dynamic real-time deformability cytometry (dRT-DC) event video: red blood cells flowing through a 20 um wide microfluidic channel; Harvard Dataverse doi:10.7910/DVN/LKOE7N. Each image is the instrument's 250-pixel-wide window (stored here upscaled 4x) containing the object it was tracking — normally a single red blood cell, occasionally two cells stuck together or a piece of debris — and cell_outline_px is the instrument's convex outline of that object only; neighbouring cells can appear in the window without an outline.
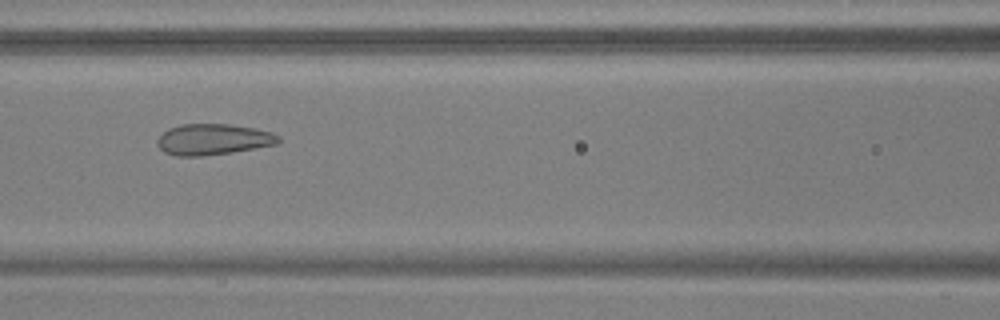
{"species": "common noctule bat (a hibernating species)", "species_latin": "Nyctalus noctula", "temperature_condition": "warm", "stored_images_in_passage": 44, "camera_frame_rate_fps": 3000, "um_per_image_px": 0.085, "animal": {"sex": "male", "body_mass_g": 17.9, "forearm_length_mm": 54.2}, "frame": {"image": 1, "passage_image": 20, "time_ms": 6.333, "image_size_px": [1000, 320], "cell_outline_px": [[280, 140], [276, 144], [232, 152], [200, 156], [176, 156], [164, 152], [156, 144], [156, 140], [168, 128], [180, 124], [228, 124], [256, 128], [272, 132], [280, 136]], "centroid_in_image_um": [18.1, 11.84], "position_along_channel_um": 148.5, "area_um2": 21.91}}
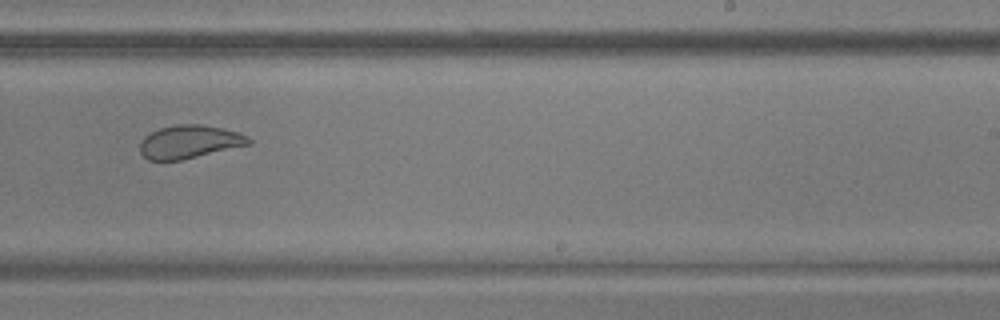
{"frame": {"image": 2, "passage_image": 30, "time_ms": 9.667, "image_size_px": [1000, 320], "cell_outline_px": [[252, 144], [180, 160], [148, 160], [140, 152], [140, 140], [144, 136], [160, 128], [176, 124], [200, 124], [220, 128], [236, 132], [248, 136], [252, 140]], "centroid_in_image_um": [16.09, 12.05], "position_along_channel_um": 272.9, "area_um2": 20.92}}
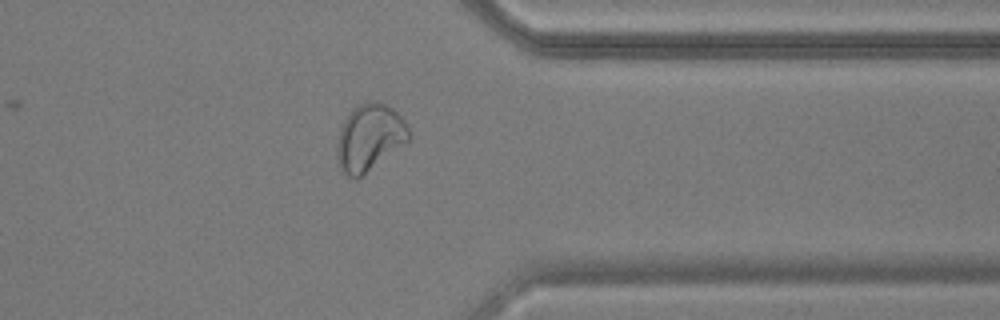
{"frame": {"image": 3, "passage_image": 39, "time_ms": 12.667, "image_size_px": [1000, 320], "cell_outline_px": [[412, 136], [408, 140], [356, 180], [340, 172], [336, 156], [336, 144], [340, 128], [344, 120], [352, 108], [356, 104], [368, 100], [376, 100], [392, 108], [408, 124]], "centroid_in_image_um": [31.37, 11.67], "position_along_channel_um": 380.0, "area_um2": 28.21}, "authors_computed_cell_mechanics": {"area_um2": 22.6287, "velocity_mm_per_s": 3.7407, "shape_relaxation_time_tau1_ms": 5.501, "shape_relaxation_time_tau2_ms": 0.6926, "deformation_change_tau1": 0.1475, "deformation_change_tau2": 0.0723}}